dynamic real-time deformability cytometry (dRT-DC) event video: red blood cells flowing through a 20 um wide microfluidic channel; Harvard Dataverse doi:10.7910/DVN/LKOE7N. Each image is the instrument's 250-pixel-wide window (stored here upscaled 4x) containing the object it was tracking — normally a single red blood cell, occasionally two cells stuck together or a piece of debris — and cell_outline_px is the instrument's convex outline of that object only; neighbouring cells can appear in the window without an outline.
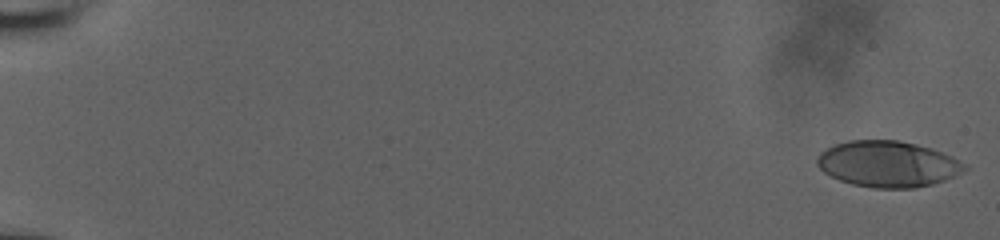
{"species": "human", "species_latin": "Homo sapiens", "temperature_condition": "room temperature", "stored_images_in_passage": 32, "camera_frame_rate_fps": 3000, "um_per_image_px": 0.085, "donor": {"sex": "male"}, "frame": {"image": 1, "passage_image": 1, "time_ms": 0.0, "image_size_px": [1000, 240], "cell_outline_px": [[968, 168], [944, 180], [932, 184], [916, 188], [872, 188], [852, 184], [840, 180], [824, 172], [816, 164], [816, 160], [820, 152], [836, 144], [848, 140], [900, 140], [932, 148], [952, 156], [968, 164]], "centroid_in_image_um": [75.48, 13.93], "position_along_channel_um": 9.5, "area_um2": 39.65}}
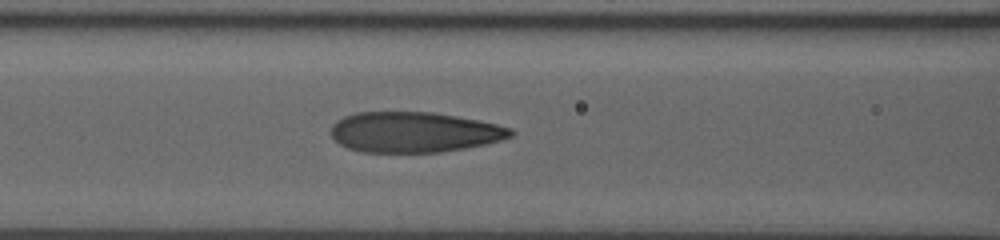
{"frame": {"image": 2, "passage_image": 23, "time_ms": 8.667, "image_size_px": [1000, 240], "cell_outline_px": [[516, 132], [512, 136], [500, 140], [484, 144], [464, 148], [440, 152], [360, 152], [348, 148], [340, 144], [332, 136], [332, 124], [336, 120], [344, 116], [356, 112], [432, 112], [456, 116], [496, 124], [512, 128]], "centroid_in_image_um": [35.19, 11.23], "position_along_channel_um": 131.4, "area_um2": 42.25}}
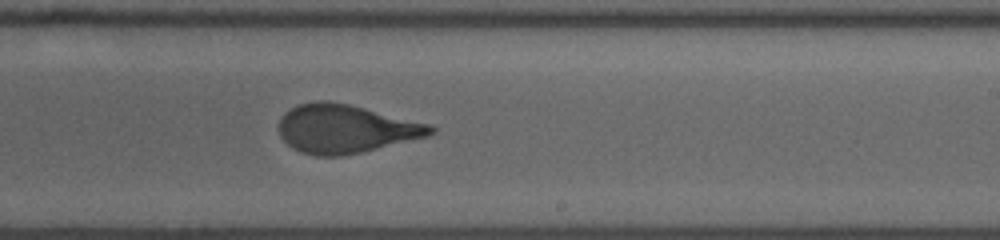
{"frame": {"image": 3, "passage_image": 32, "time_ms": 12.0, "image_size_px": [1000, 240], "cell_outline_px": [[436, 132], [428, 136], [360, 152], [340, 156], [316, 156], [300, 152], [292, 148], [280, 136], [280, 120], [292, 108], [300, 104], [316, 100], [324, 100], [348, 104], [432, 124], [436, 128]], "centroid_in_image_um": [29.4, 10.95], "position_along_channel_um": 259.6, "area_um2": 42.48}}